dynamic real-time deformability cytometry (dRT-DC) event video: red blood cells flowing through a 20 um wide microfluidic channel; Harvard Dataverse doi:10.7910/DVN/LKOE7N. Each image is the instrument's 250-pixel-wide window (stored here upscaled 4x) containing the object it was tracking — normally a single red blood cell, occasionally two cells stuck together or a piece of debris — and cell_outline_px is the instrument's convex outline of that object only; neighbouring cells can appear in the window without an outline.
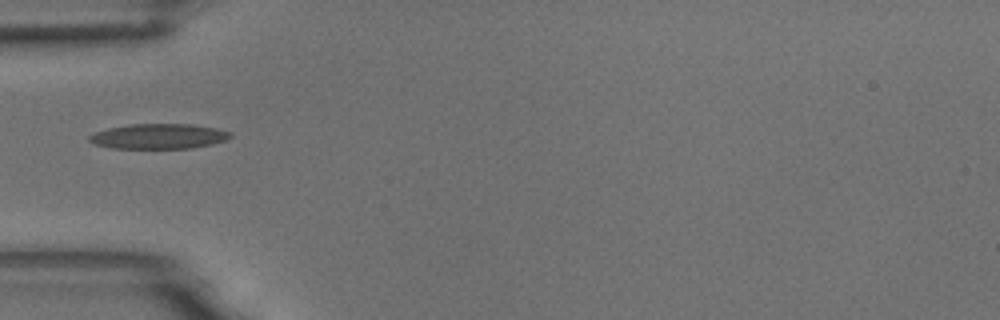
{"species": "common noctule bat (a hibernating species)", "species_latin": "Nyctalus noctula", "temperature_condition": "room temperature", "stored_images_in_passage": 6, "camera_frame_rate_fps": 3000, "um_per_image_px": 0.085, "animal": {"sex": "male", "body_mass_g": 18.8}, "frame": {"image": 1, "passage_image": 1, "time_ms": 0.0, "image_size_px": [1000, 320], "cell_outline_px": [[232, 136], [224, 140], [212, 144], [192, 148], [112, 148], [96, 144], [88, 140], [88, 136], [96, 132], [108, 128], [128, 124], [192, 124], [216, 128], [232, 132]], "centroid_in_image_um": [13.5, 11.58], "position_along_channel_um": 71.5, "area_um2": 20.58}}
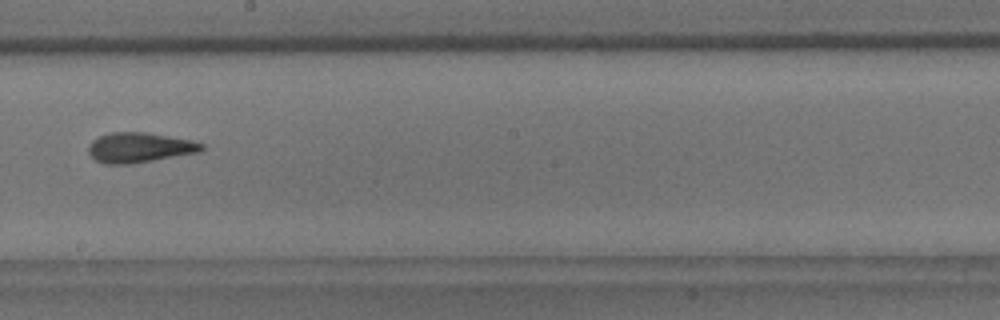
{"frame": {"image": 2, "passage_image": 5, "time_ms": 1.333, "image_size_px": [1000, 320], "cell_outline_px": [[204, 148], [200, 152], [128, 164], [104, 164], [96, 160], [88, 152], [88, 148], [92, 140], [108, 132], [144, 132], [192, 140], [204, 144]], "centroid_in_image_um": [11.85, 12.53], "position_along_channel_um": 236.4, "area_um2": 19.65}}
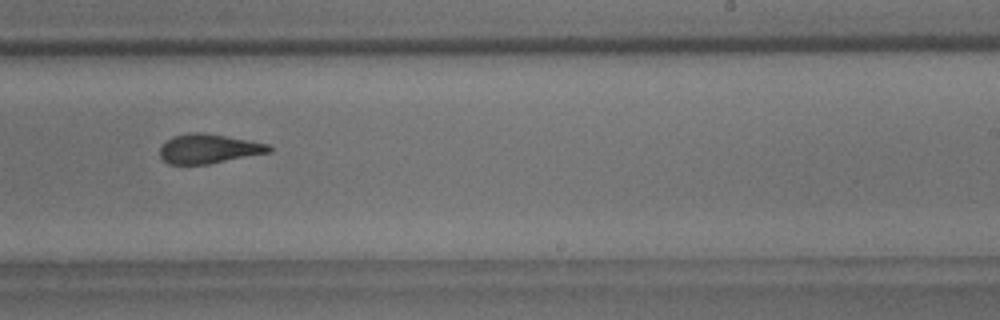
{"frame": {"image": 3, "passage_image": 6, "time_ms": 1.667, "image_size_px": [1000, 320], "cell_outline_px": [[272, 152], [208, 164], [168, 164], [160, 156], [160, 144], [172, 136], [188, 132], [204, 132], [248, 140], [268, 144], [272, 148]], "centroid_in_image_um": [17.71, 12.63], "position_along_channel_um": 271.3, "area_um2": 18.84}}